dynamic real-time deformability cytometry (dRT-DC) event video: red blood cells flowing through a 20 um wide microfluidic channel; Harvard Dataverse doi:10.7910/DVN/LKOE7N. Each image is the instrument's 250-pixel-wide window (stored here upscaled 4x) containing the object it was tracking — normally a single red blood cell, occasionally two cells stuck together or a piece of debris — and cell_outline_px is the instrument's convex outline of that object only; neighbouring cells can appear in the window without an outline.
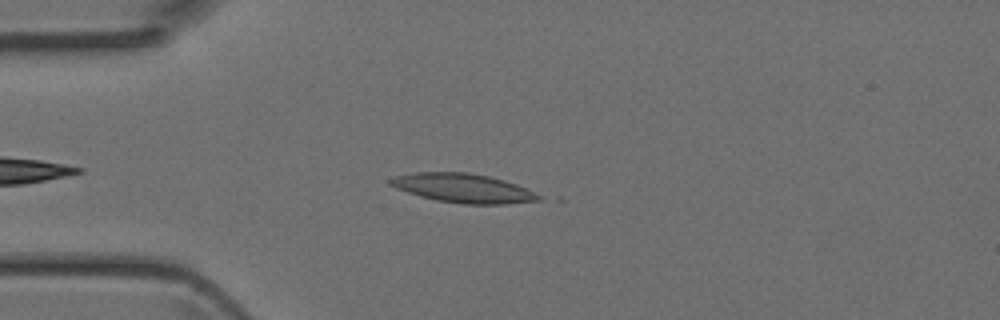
{"species": "Egyptian fruit bat (a non-hibernating species)", "species_latin": "Rousettus aegyptiacus", "temperature_condition": "room temperature", "stored_images_in_passage": 2, "camera_frame_rate_fps": 3000, "um_per_image_px": 0.085, "animal": {"sex": "female"}, "frame": {"image": 1, "passage_image": 2, "time_ms": 0.333, "image_size_px": [1000, 320], "cell_outline_px": [[544, 200], [508, 204], [464, 204], [436, 200], [420, 196], [396, 188], [388, 184], [388, 180], [396, 176], [412, 172], [468, 172], [488, 176], [504, 180], [516, 184], [544, 196]], "centroid_in_image_um": [39.41, 16.0], "position_along_channel_um": 45.6, "area_um2": 25.26}}